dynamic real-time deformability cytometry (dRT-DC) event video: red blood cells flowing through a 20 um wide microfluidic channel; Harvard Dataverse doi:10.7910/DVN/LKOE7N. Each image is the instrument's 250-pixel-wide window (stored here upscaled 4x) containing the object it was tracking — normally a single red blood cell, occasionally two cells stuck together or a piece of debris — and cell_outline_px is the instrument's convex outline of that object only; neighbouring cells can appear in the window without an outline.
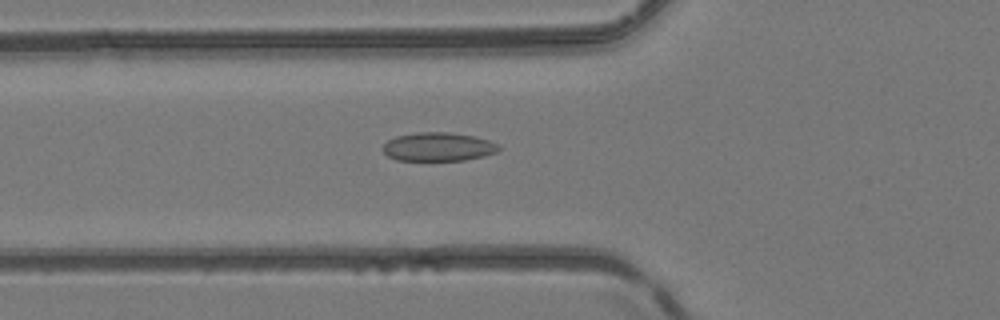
{"species": "common noctule bat (a hibernating species)", "species_latin": "Nyctalus noctula", "temperature_condition": "room temperature", "stored_images_in_passage": 48, "camera_frame_rate_fps": 3000, "um_per_image_px": 0.085, "animal": {"sex": "female", "body_mass_g": 24.6, "forearm_length_mm": 56.2}, "frame": {"image": 1, "passage_image": 17, "time_ms": 5.333, "image_size_px": [1000, 320], "cell_outline_px": [[500, 148], [496, 152], [484, 156], [464, 160], [396, 160], [388, 156], [384, 152], [384, 144], [388, 140], [396, 136], [416, 132], [448, 132], [472, 136], [488, 140], [496, 144]], "centroid_in_image_um": [37.23, 12.48], "position_along_channel_um": 88.6, "area_um2": 19.13}}
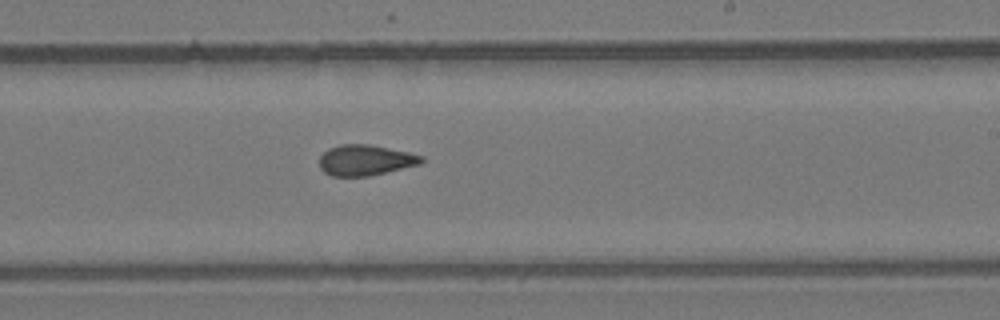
{"frame": {"image": 2, "passage_image": 29, "time_ms": 9.333, "image_size_px": [1000, 320], "cell_outline_px": [[424, 160], [420, 164], [368, 176], [332, 176], [324, 172], [320, 168], [320, 156], [328, 148], [340, 144], [368, 144], [408, 152], [424, 156]], "centroid_in_image_um": [31.04, 13.61], "position_along_channel_um": 258.0, "area_um2": 18.15}}
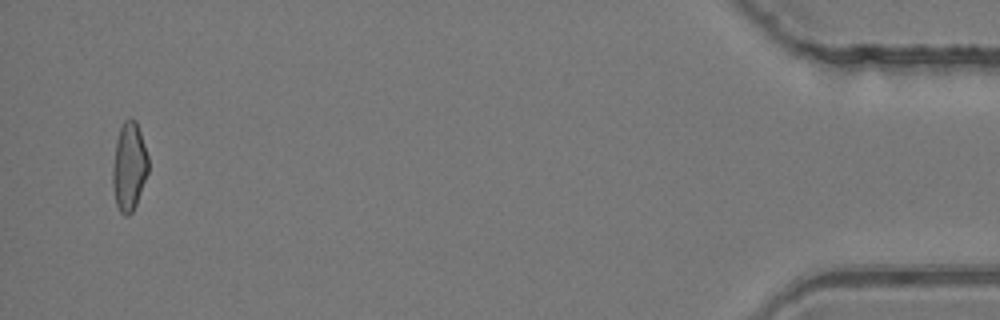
{"frame": {"image": 3, "passage_image": 47, "time_ms": 15.333, "image_size_px": [1000, 320], "cell_outline_px": [[148, 172], [136, 204], [132, 212], [128, 216], [124, 216], [120, 212], [116, 204], [112, 184], [112, 168], [116, 140], [120, 128], [124, 120], [128, 116], [136, 120], [148, 156]], "centroid_in_image_um": [10.96, 14.15], "position_along_channel_um": 424.2, "area_um2": 18.44}, "authors_computed_cell_mechanics": {"area_um2": 18.7272, "velocity_mm_per_s": 4.2114, "shape_relaxation_time_tau1_ms": null, "shape_relaxation_time_tau2_ms": 1.9417, "deformation_change_tau1": null, "deformation_change_tau2": 0.0962}}